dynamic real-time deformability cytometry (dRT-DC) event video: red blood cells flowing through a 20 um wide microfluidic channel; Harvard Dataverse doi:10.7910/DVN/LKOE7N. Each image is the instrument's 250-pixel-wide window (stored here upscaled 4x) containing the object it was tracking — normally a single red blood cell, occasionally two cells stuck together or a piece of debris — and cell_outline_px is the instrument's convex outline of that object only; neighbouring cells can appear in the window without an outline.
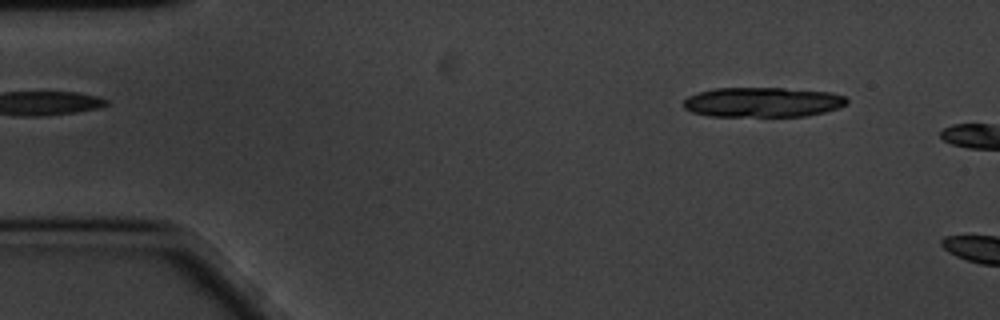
{"species": "common noctule bat (a hibernating species)", "species_latin": "Nyctalus noctula", "temperature_condition": "cold", "stored_images_in_passage": 8, "camera_frame_rate_fps": 3000, "um_per_image_px": 0.085, "animal": {"sex": "male", "body_mass_g": 20.1, "forearm_length_mm": 53.5}, "frame": {"image": 1, "passage_image": 5, "time_ms": 1.333, "image_size_px": [1000, 320], "cell_outline_px": [[848, 104], [840, 108], [808, 116], [708, 116], [692, 112], [684, 108], [684, 100], [688, 96], [700, 92], [716, 88], [784, 88], [832, 92], [844, 96], [848, 100]], "centroid_in_image_um": [64.87, 8.69], "position_along_channel_um": 20.1, "area_um2": 28.55}}